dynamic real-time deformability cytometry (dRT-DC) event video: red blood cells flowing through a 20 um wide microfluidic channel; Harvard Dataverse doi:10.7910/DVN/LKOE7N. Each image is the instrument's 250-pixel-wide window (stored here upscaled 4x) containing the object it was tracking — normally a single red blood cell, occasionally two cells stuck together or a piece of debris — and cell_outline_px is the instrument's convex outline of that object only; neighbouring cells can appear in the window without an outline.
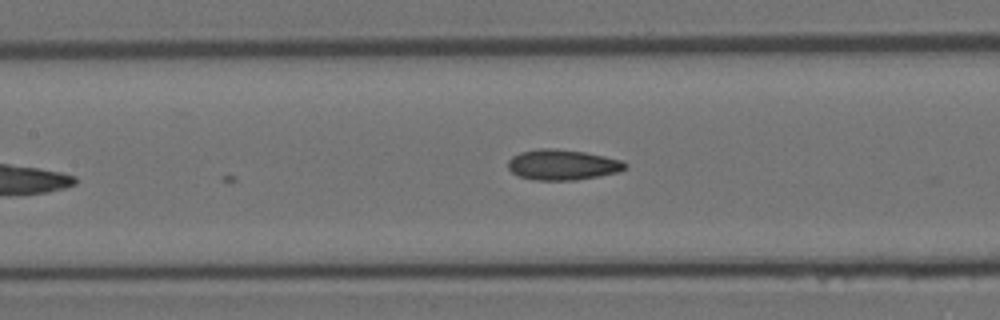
{"species": "Egyptian fruit bat (a non-hibernating species)", "species_latin": "Rousettus aegyptiacus", "temperature_condition": "room temperature", "stored_images_in_passage": 13, "camera_frame_rate_fps": 3000, "um_per_image_px": 0.085, "animal": {"sex": "female"}, "frame": {"image": 1, "passage_image": 13, "time_ms": 4.0, "image_size_px": [1000, 320], "cell_outline_px": [[628, 164], [624, 168], [616, 172], [600, 176], [576, 180], [536, 180], [520, 176], [512, 172], [508, 168], [508, 160], [512, 156], [520, 152], [540, 148], [556, 148], [584, 152], [604, 156], [620, 160]], "centroid_in_image_um": [47.78, 14.0], "position_along_channel_um": 159.6, "area_um2": 20.69}}